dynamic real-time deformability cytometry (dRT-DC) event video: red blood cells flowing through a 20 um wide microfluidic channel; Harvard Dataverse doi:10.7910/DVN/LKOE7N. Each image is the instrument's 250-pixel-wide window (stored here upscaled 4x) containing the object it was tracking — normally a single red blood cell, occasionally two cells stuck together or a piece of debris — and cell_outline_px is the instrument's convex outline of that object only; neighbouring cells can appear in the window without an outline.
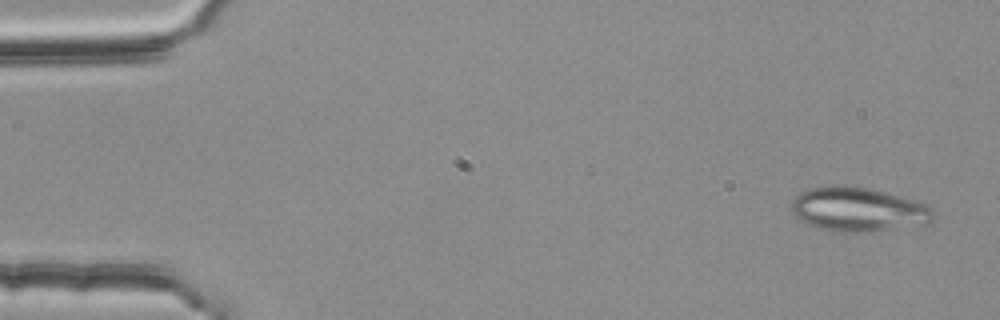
{"species": "common noctule bat (a hibernating species)", "species_latin": "Nyctalus noctula", "temperature_condition": "room temperature", "stored_images_in_passage": 3, "camera_frame_rate_fps": 3000, "um_per_image_px": 0.085, "animal": {"sex": "female", "body_mass_g": 25.1}, "frame": {"image": 1, "passage_image": 3, "time_ms": 0.667, "image_size_px": [1000, 320], "cell_outline_px": [[936, 216], [932, 220], [924, 224], [892, 228], [856, 232], [836, 232], [820, 228], [808, 224], [792, 216], [788, 208], [792, 200], [800, 192], [812, 188], [844, 184], [884, 192], [916, 200], [932, 208], [936, 212]], "centroid_in_image_um": [72.89, 17.79], "position_along_channel_um": 12.1, "area_um2": 36.47}}